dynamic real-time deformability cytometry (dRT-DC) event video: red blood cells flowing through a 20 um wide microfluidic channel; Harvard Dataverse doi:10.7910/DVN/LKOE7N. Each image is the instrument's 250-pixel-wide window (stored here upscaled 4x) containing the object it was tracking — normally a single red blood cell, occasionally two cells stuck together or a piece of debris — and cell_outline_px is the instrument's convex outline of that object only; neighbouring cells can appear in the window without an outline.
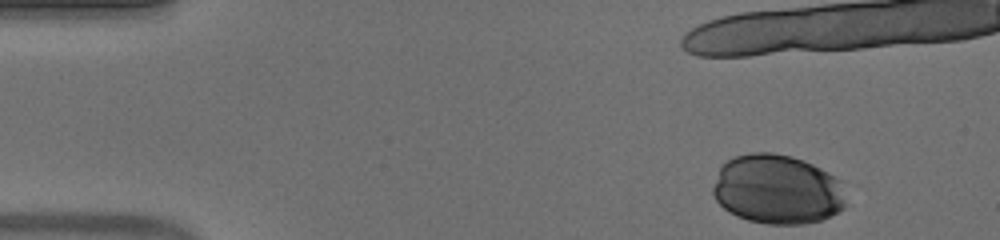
{"species": "human", "species_latin": "Homo sapiens", "temperature_condition": "warm", "stored_images_in_passage": 11, "camera_frame_rate_fps": 3000, "um_per_image_px": 0.085, "donor": {"sex": "male"}, "frame": {"image": 1, "passage_image": 1, "time_ms": 0.0, "image_size_px": [1000, 240], "cell_outline_px": [[844, 208], [832, 216], [820, 220], [804, 224], [768, 224], [748, 220], [736, 216], [728, 212], [716, 200], [712, 192], [712, 188], [720, 164], [736, 156], [752, 152], [772, 152], [804, 160], [828, 172], [840, 180], [844, 200]], "centroid_in_image_um": [66.04, 16.1], "position_along_channel_um": 19.0, "area_um2": 54.04}}